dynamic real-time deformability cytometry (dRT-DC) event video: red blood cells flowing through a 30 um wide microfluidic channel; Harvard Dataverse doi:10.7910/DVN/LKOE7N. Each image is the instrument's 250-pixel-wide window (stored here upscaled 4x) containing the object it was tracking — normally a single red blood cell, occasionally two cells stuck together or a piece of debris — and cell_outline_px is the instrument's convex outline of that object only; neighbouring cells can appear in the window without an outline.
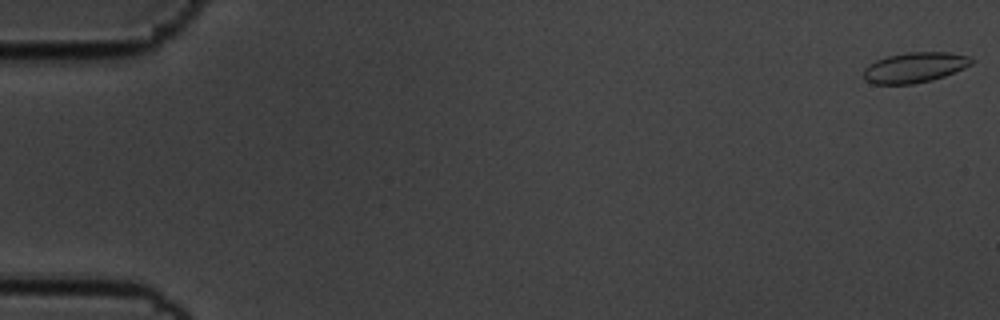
{"species": "common noctule bat (a hibernating species)", "species_latin": "Nyctalus noctula", "temperature_condition": "cold", "stored_images_in_passage": 58, "camera_frame_rate_fps": 3000, "um_per_image_px": 0.085, "animal": {"sex": "male", "body_mass_g": 19.5, "forearm_length_mm": 54.6}, "frame": {"image": 1, "passage_image": 1, "time_ms": 0.0, "image_size_px": [1000, 320], "cell_outline_px": [[972, 64], [964, 68], [944, 76], [932, 80], [912, 84], [872, 84], [864, 80], [864, 68], [876, 60], [888, 56], [908, 52], [948, 52], [968, 56], [972, 60]], "centroid_in_image_um": [77.72, 5.74], "position_along_channel_um": 7.3, "area_um2": 18.96}}
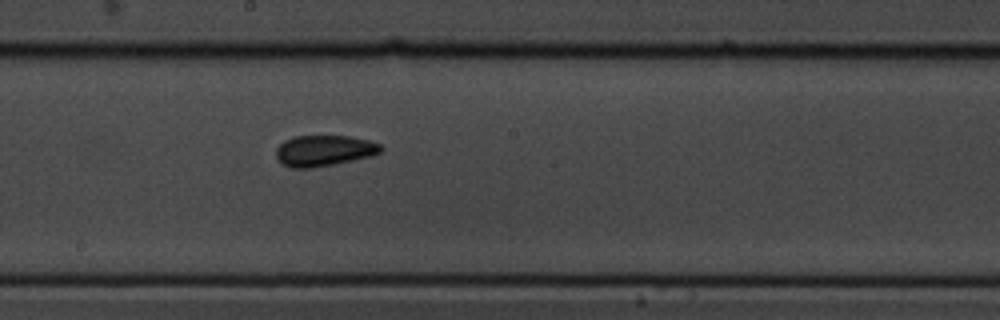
{"frame": {"image": 2, "passage_image": 32, "time_ms": 10.333, "image_size_px": [1000, 320], "cell_outline_px": [[384, 148], [380, 152], [372, 156], [312, 168], [292, 168], [284, 164], [276, 156], [276, 148], [284, 140], [292, 136], [348, 136], [368, 140], [380, 144]], "centroid_in_image_um": [27.54, 12.79], "position_along_channel_um": 220.7, "area_um2": 18.79}}
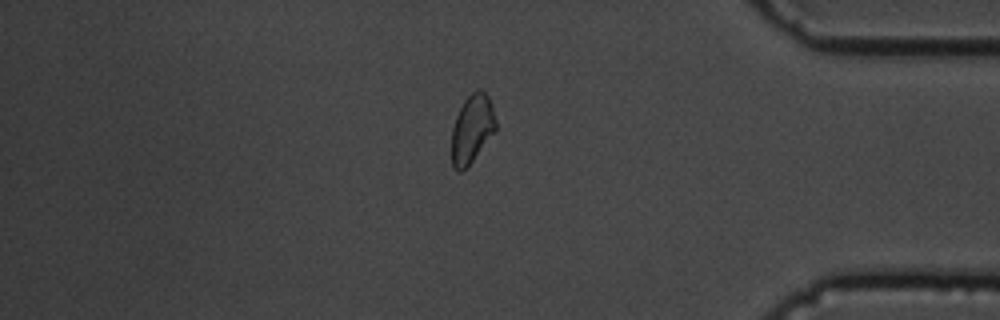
{"frame": {"image": 3, "passage_image": 49, "time_ms": 16.0, "image_size_px": [1000, 320], "cell_outline_px": [[496, 128], [472, 160], [460, 172], [456, 172], [452, 168], [452, 128], [456, 116], [464, 100], [476, 88], [480, 88], [488, 96], [492, 104], [496, 120]], "centroid_in_image_um": [40.1, 10.91], "position_along_channel_um": 395.1, "area_um2": 17.34}, "authors_computed_cell_mechanics": {"area_um2": 18.3226, "velocity_mm_per_s": 3.5276, "shape_relaxation_time_tau1_ms": null, "shape_relaxation_time_tau2_ms": 1.7129, "deformation_change_tau1": null, "deformation_change_tau2": 0.0658}}